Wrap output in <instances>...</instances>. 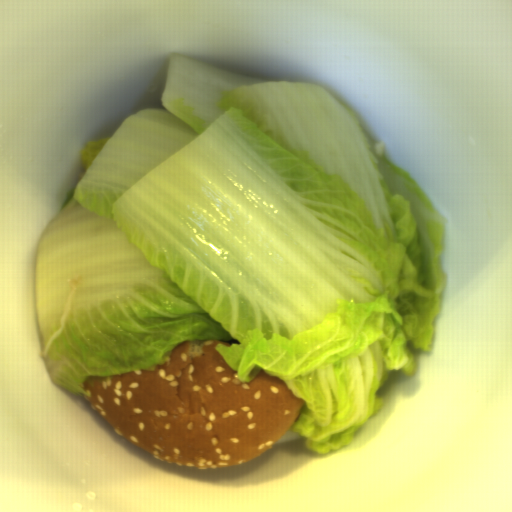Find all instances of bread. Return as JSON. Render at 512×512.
Wrapping results in <instances>:
<instances>
[{"label":"bread","instance_id":"1","mask_svg":"<svg viewBox=\"0 0 512 512\" xmlns=\"http://www.w3.org/2000/svg\"><path fill=\"white\" fill-rule=\"evenodd\" d=\"M240 342L180 343L157 367L98 375L88 403L125 439L153 457L215 467L266 452L301 418L304 400L263 370L247 383L217 351Z\"/></svg>","mask_w":512,"mask_h":512}]
</instances>
